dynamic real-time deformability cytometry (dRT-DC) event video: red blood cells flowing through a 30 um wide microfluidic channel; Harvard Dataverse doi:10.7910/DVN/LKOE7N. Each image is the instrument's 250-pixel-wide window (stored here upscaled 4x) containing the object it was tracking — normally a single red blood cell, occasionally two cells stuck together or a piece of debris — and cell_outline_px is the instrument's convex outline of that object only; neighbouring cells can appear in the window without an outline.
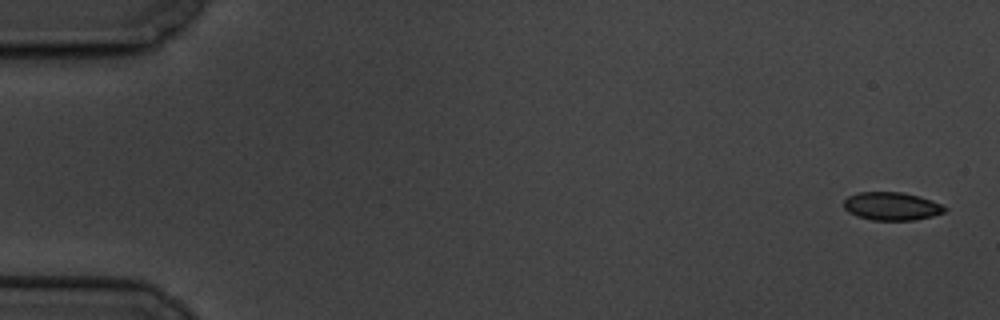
{"species": "common noctule bat (a hibernating species)", "species_latin": "Nyctalus noctula", "temperature_condition": "cold", "stored_images_in_passage": 8, "camera_frame_rate_fps": 3000, "um_per_image_px": 0.085, "animal": {"sex": "male", "body_mass_g": 19.5, "forearm_length_mm": 54.6}, "frame": {"image": 1, "passage_image": 1, "time_ms": 0.0, "image_size_px": [1000, 320], "cell_outline_px": [[948, 208], [944, 212], [932, 216], [916, 220], [872, 220], [856, 216], [848, 212], [844, 208], [844, 200], [848, 196], [860, 192], [904, 192], [920, 196], [932, 200]], "centroid_in_image_um": [75.79, 17.53], "position_along_channel_um": 9.2, "area_um2": 16.65}}
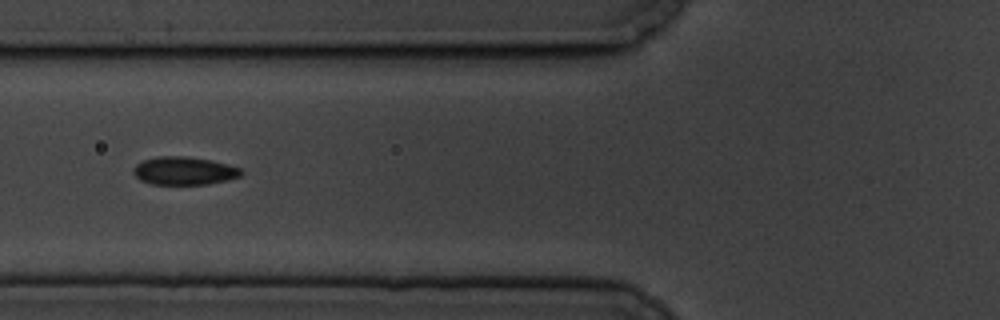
{"frame": {"image": 2, "passage_image": 7, "time_ms": 7.0, "image_size_px": [1000, 320], "cell_outline_px": [[244, 172], [240, 176], [228, 180], [208, 184], [152, 184], [140, 180], [132, 172], [132, 168], [136, 164], [144, 160], [156, 156], [188, 156], [212, 160], [228, 164], [240, 168]], "centroid_in_image_um": [15.65, 14.51], "position_along_channel_um": 110.1, "area_um2": 17.8}}
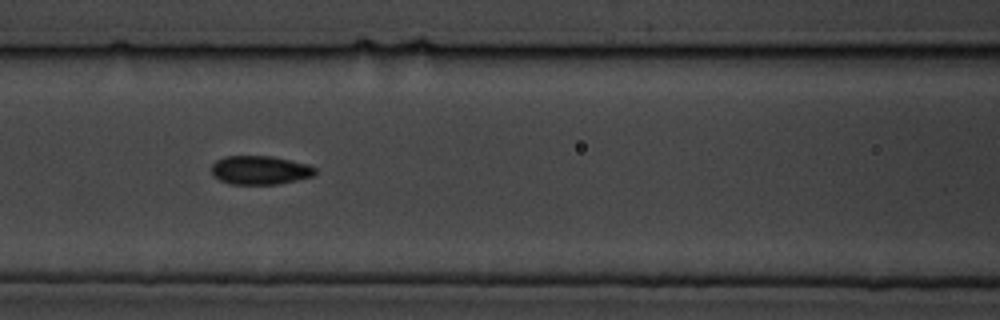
{"frame": {"image": 3, "passage_image": 8, "time_ms": 8.0, "image_size_px": [1000, 320], "cell_outline_px": [[316, 172], [312, 176], [296, 180], [276, 184], [228, 184], [212, 176], [212, 164], [216, 160], [224, 156], [272, 156], [308, 164], [316, 168]], "centroid_in_image_um": [22.07, 14.46], "position_along_channel_um": 144.5, "area_um2": 17.4}}